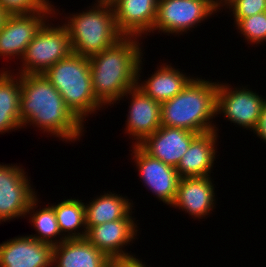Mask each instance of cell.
I'll return each instance as SVG.
<instances>
[{"instance_id":"cell-1","label":"cell","mask_w":266,"mask_h":267,"mask_svg":"<svg viewBox=\"0 0 266 267\" xmlns=\"http://www.w3.org/2000/svg\"><path fill=\"white\" fill-rule=\"evenodd\" d=\"M20 120L22 128L34 125L66 143L80 141L85 131L84 124L43 74H21Z\"/></svg>"},{"instance_id":"cell-2","label":"cell","mask_w":266,"mask_h":267,"mask_svg":"<svg viewBox=\"0 0 266 267\" xmlns=\"http://www.w3.org/2000/svg\"><path fill=\"white\" fill-rule=\"evenodd\" d=\"M138 38L123 36L109 48L89 57L94 95L107 108L119 103L128 90L136 87L138 66L144 56Z\"/></svg>"},{"instance_id":"cell-3","label":"cell","mask_w":266,"mask_h":267,"mask_svg":"<svg viewBox=\"0 0 266 267\" xmlns=\"http://www.w3.org/2000/svg\"><path fill=\"white\" fill-rule=\"evenodd\" d=\"M218 81L192 78L172 99L161 103V126L181 128L197 134L219 131L216 115Z\"/></svg>"},{"instance_id":"cell-4","label":"cell","mask_w":266,"mask_h":267,"mask_svg":"<svg viewBox=\"0 0 266 267\" xmlns=\"http://www.w3.org/2000/svg\"><path fill=\"white\" fill-rule=\"evenodd\" d=\"M58 90L66 106L85 123L103 105L96 99L91 81L89 58L71 53L43 74Z\"/></svg>"},{"instance_id":"cell-5","label":"cell","mask_w":266,"mask_h":267,"mask_svg":"<svg viewBox=\"0 0 266 267\" xmlns=\"http://www.w3.org/2000/svg\"><path fill=\"white\" fill-rule=\"evenodd\" d=\"M93 5L86 11L70 14L65 19H68L67 22L63 23L68 31L72 52L88 58L123 37L117 29L112 4L96 0Z\"/></svg>"},{"instance_id":"cell-6","label":"cell","mask_w":266,"mask_h":267,"mask_svg":"<svg viewBox=\"0 0 266 267\" xmlns=\"http://www.w3.org/2000/svg\"><path fill=\"white\" fill-rule=\"evenodd\" d=\"M49 21L27 46L20 61L22 66L16 74H44L55 63L73 53L67 28L63 24L52 27Z\"/></svg>"},{"instance_id":"cell-7","label":"cell","mask_w":266,"mask_h":267,"mask_svg":"<svg viewBox=\"0 0 266 267\" xmlns=\"http://www.w3.org/2000/svg\"><path fill=\"white\" fill-rule=\"evenodd\" d=\"M219 10L217 0H158L153 33L157 30L167 35L187 34Z\"/></svg>"},{"instance_id":"cell-8","label":"cell","mask_w":266,"mask_h":267,"mask_svg":"<svg viewBox=\"0 0 266 267\" xmlns=\"http://www.w3.org/2000/svg\"><path fill=\"white\" fill-rule=\"evenodd\" d=\"M55 10L50 1L40 12L8 15L0 30V57L11 60L18 56L22 59L27 46L47 19L50 17L52 20L54 15H58Z\"/></svg>"},{"instance_id":"cell-9","label":"cell","mask_w":266,"mask_h":267,"mask_svg":"<svg viewBox=\"0 0 266 267\" xmlns=\"http://www.w3.org/2000/svg\"><path fill=\"white\" fill-rule=\"evenodd\" d=\"M245 87L232 88L228 83L218 82L216 115L223 114L234 125L252 131L257 126L266 97L264 99L262 95Z\"/></svg>"},{"instance_id":"cell-10","label":"cell","mask_w":266,"mask_h":267,"mask_svg":"<svg viewBox=\"0 0 266 267\" xmlns=\"http://www.w3.org/2000/svg\"><path fill=\"white\" fill-rule=\"evenodd\" d=\"M20 165L0 164V223L26 217L31 201L37 196Z\"/></svg>"},{"instance_id":"cell-11","label":"cell","mask_w":266,"mask_h":267,"mask_svg":"<svg viewBox=\"0 0 266 267\" xmlns=\"http://www.w3.org/2000/svg\"><path fill=\"white\" fill-rule=\"evenodd\" d=\"M132 148V160L134 159L136 169L143 180L141 182L157 199L171 207L180 180L176 168L151 157L139 145L133 144Z\"/></svg>"},{"instance_id":"cell-12","label":"cell","mask_w":266,"mask_h":267,"mask_svg":"<svg viewBox=\"0 0 266 267\" xmlns=\"http://www.w3.org/2000/svg\"><path fill=\"white\" fill-rule=\"evenodd\" d=\"M124 96L131 99L125 132L130 135L129 138L136 140L133 144L138 145L161 126V103L145 95L137 87L128 90L118 101Z\"/></svg>"},{"instance_id":"cell-13","label":"cell","mask_w":266,"mask_h":267,"mask_svg":"<svg viewBox=\"0 0 266 267\" xmlns=\"http://www.w3.org/2000/svg\"><path fill=\"white\" fill-rule=\"evenodd\" d=\"M53 248L30 236H19L0 244V267H53Z\"/></svg>"},{"instance_id":"cell-14","label":"cell","mask_w":266,"mask_h":267,"mask_svg":"<svg viewBox=\"0 0 266 267\" xmlns=\"http://www.w3.org/2000/svg\"><path fill=\"white\" fill-rule=\"evenodd\" d=\"M115 23L123 36H141L153 33L158 0H113Z\"/></svg>"},{"instance_id":"cell-15","label":"cell","mask_w":266,"mask_h":267,"mask_svg":"<svg viewBox=\"0 0 266 267\" xmlns=\"http://www.w3.org/2000/svg\"><path fill=\"white\" fill-rule=\"evenodd\" d=\"M211 176L180 178L177 194L171 207L186 211L194 219H202L213 211L215 187Z\"/></svg>"},{"instance_id":"cell-16","label":"cell","mask_w":266,"mask_h":267,"mask_svg":"<svg viewBox=\"0 0 266 267\" xmlns=\"http://www.w3.org/2000/svg\"><path fill=\"white\" fill-rule=\"evenodd\" d=\"M136 219H119L101 225L92 226L86 239L110 259L128 257L134 254L123 248L137 239L138 226Z\"/></svg>"},{"instance_id":"cell-17","label":"cell","mask_w":266,"mask_h":267,"mask_svg":"<svg viewBox=\"0 0 266 267\" xmlns=\"http://www.w3.org/2000/svg\"><path fill=\"white\" fill-rule=\"evenodd\" d=\"M197 135L181 128L160 126L138 145L151 157L176 168Z\"/></svg>"},{"instance_id":"cell-18","label":"cell","mask_w":266,"mask_h":267,"mask_svg":"<svg viewBox=\"0 0 266 267\" xmlns=\"http://www.w3.org/2000/svg\"><path fill=\"white\" fill-rule=\"evenodd\" d=\"M218 131L198 134L181 157L176 170L180 178L209 176L217 153Z\"/></svg>"},{"instance_id":"cell-19","label":"cell","mask_w":266,"mask_h":267,"mask_svg":"<svg viewBox=\"0 0 266 267\" xmlns=\"http://www.w3.org/2000/svg\"><path fill=\"white\" fill-rule=\"evenodd\" d=\"M110 258L86 238L66 239L53 248L54 267H109Z\"/></svg>"},{"instance_id":"cell-20","label":"cell","mask_w":266,"mask_h":267,"mask_svg":"<svg viewBox=\"0 0 266 267\" xmlns=\"http://www.w3.org/2000/svg\"><path fill=\"white\" fill-rule=\"evenodd\" d=\"M142 59L137 70V84L136 87L139 88L145 95L149 96L155 101L160 103L172 99L175 95L180 93L183 88L189 83L193 78L192 76H187L179 71V68H174L165 63L161 64L159 68L153 73L151 77L145 79L141 83L140 74L143 69ZM140 81V82H139Z\"/></svg>"},{"instance_id":"cell-21","label":"cell","mask_w":266,"mask_h":267,"mask_svg":"<svg viewBox=\"0 0 266 267\" xmlns=\"http://www.w3.org/2000/svg\"><path fill=\"white\" fill-rule=\"evenodd\" d=\"M127 198V199H126ZM113 192L104 193L88 204H85V223L87 231L92 226L119 219H135L132 217L133 201ZM132 201V202H129Z\"/></svg>"},{"instance_id":"cell-22","label":"cell","mask_w":266,"mask_h":267,"mask_svg":"<svg viewBox=\"0 0 266 267\" xmlns=\"http://www.w3.org/2000/svg\"><path fill=\"white\" fill-rule=\"evenodd\" d=\"M0 70V134L21 129V75ZM13 74V75H12ZM17 75V76H16Z\"/></svg>"},{"instance_id":"cell-23","label":"cell","mask_w":266,"mask_h":267,"mask_svg":"<svg viewBox=\"0 0 266 267\" xmlns=\"http://www.w3.org/2000/svg\"><path fill=\"white\" fill-rule=\"evenodd\" d=\"M82 201L71 197L51 205L54 208L60 232L65 239L86 238L85 206Z\"/></svg>"},{"instance_id":"cell-24","label":"cell","mask_w":266,"mask_h":267,"mask_svg":"<svg viewBox=\"0 0 266 267\" xmlns=\"http://www.w3.org/2000/svg\"><path fill=\"white\" fill-rule=\"evenodd\" d=\"M39 202L40 201H38V197L36 196L31 201L26 212V216L30 219L29 222H31V224L34 226L33 228L38 234H29V236L43 243H48L53 246L58 245L66 239L61 235L54 208L51 205H48L43 209H39ZM36 208L38 209L35 211ZM57 235L59 238L58 240L56 239Z\"/></svg>"},{"instance_id":"cell-25","label":"cell","mask_w":266,"mask_h":267,"mask_svg":"<svg viewBox=\"0 0 266 267\" xmlns=\"http://www.w3.org/2000/svg\"><path fill=\"white\" fill-rule=\"evenodd\" d=\"M238 33H241L248 44H261L266 42V11L240 19L236 23Z\"/></svg>"},{"instance_id":"cell-26","label":"cell","mask_w":266,"mask_h":267,"mask_svg":"<svg viewBox=\"0 0 266 267\" xmlns=\"http://www.w3.org/2000/svg\"><path fill=\"white\" fill-rule=\"evenodd\" d=\"M229 8L233 13L234 23L248 16H253L266 11V0H224L220 5Z\"/></svg>"},{"instance_id":"cell-27","label":"cell","mask_w":266,"mask_h":267,"mask_svg":"<svg viewBox=\"0 0 266 267\" xmlns=\"http://www.w3.org/2000/svg\"><path fill=\"white\" fill-rule=\"evenodd\" d=\"M49 0H0V5L9 15L40 12Z\"/></svg>"},{"instance_id":"cell-28","label":"cell","mask_w":266,"mask_h":267,"mask_svg":"<svg viewBox=\"0 0 266 267\" xmlns=\"http://www.w3.org/2000/svg\"><path fill=\"white\" fill-rule=\"evenodd\" d=\"M135 256L112 258L109 267H147L145 262Z\"/></svg>"},{"instance_id":"cell-29","label":"cell","mask_w":266,"mask_h":267,"mask_svg":"<svg viewBox=\"0 0 266 267\" xmlns=\"http://www.w3.org/2000/svg\"><path fill=\"white\" fill-rule=\"evenodd\" d=\"M255 135L266 143V100L262 106L260 118L258 120L256 128L253 130Z\"/></svg>"},{"instance_id":"cell-30","label":"cell","mask_w":266,"mask_h":267,"mask_svg":"<svg viewBox=\"0 0 266 267\" xmlns=\"http://www.w3.org/2000/svg\"><path fill=\"white\" fill-rule=\"evenodd\" d=\"M8 13L5 11V9L0 5V30L3 28V25L5 23V20L8 17Z\"/></svg>"},{"instance_id":"cell-31","label":"cell","mask_w":266,"mask_h":267,"mask_svg":"<svg viewBox=\"0 0 266 267\" xmlns=\"http://www.w3.org/2000/svg\"><path fill=\"white\" fill-rule=\"evenodd\" d=\"M99 1L111 3L113 0H99Z\"/></svg>"},{"instance_id":"cell-32","label":"cell","mask_w":266,"mask_h":267,"mask_svg":"<svg viewBox=\"0 0 266 267\" xmlns=\"http://www.w3.org/2000/svg\"><path fill=\"white\" fill-rule=\"evenodd\" d=\"M224 0H217L218 4L220 5Z\"/></svg>"}]
</instances>
